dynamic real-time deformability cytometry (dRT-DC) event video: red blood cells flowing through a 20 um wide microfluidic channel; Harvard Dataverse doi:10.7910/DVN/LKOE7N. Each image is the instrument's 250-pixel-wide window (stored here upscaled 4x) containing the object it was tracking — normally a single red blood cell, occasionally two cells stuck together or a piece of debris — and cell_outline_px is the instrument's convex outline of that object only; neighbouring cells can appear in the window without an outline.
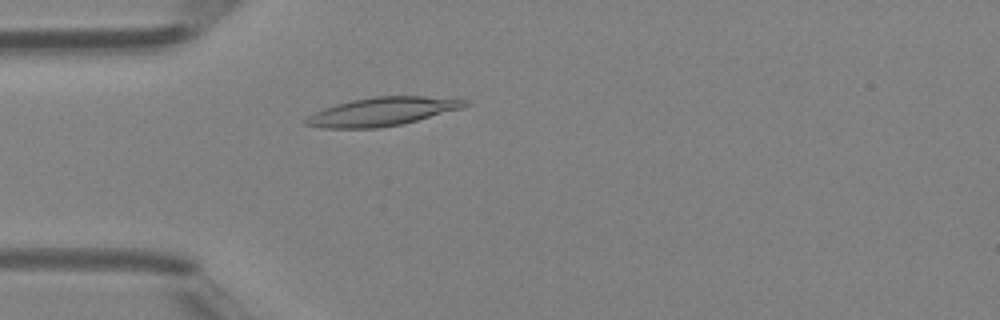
{"species": "Egyptian fruit bat (a non-hibernating species)", "species_latin": "Rousettus aegyptiacus", "temperature_condition": "room temperature", "stored_images_in_passage": 3, "camera_frame_rate_fps": 3000, "um_per_image_px": 0.085, "animal": {"sex": "female"}, "frame": {"image": 1, "passage_image": 3, "time_ms": 2.333, "image_size_px": [1000, 320], "cell_outline_px": [[472, 104], [464, 108], [400, 124], [376, 128], [320, 128], [304, 124], [304, 120], [308, 116], [324, 108], [336, 104], [352, 100], [376, 96], [424, 96], [468, 100]], "centroid_in_image_um": [32.51, 9.48], "position_along_channel_um": 52.5, "area_um2": 26.24}}